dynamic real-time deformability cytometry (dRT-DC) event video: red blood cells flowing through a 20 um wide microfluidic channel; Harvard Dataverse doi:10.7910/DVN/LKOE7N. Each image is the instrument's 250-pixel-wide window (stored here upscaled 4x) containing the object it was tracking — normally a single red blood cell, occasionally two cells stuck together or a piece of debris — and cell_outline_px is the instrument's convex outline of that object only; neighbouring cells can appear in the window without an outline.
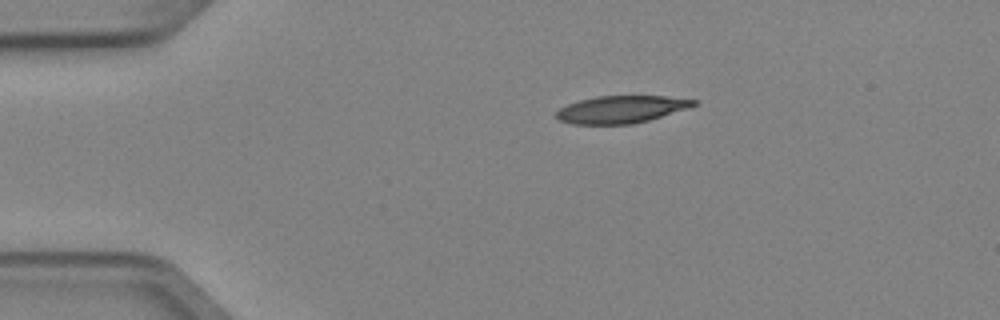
{"species": "Egyptian fruit bat (a non-hibernating species)", "species_latin": "Rousettus aegyptiacus", "temperature_condition": "cold", "stored_images_in_passage": 3, "camera_frame_rate_fps": 3000, "um_per_image_px": 0.085, "animal": {"sex": "female"}, "frame": {"image": 1, "passage_image": 1, "time_ms": 0.0, "image_size_px": [1000, 320], "cell_outline_px": [[696, 104], [688, 108], [648, 120], [632, 124], [572, 124], [560, 120], [556, 116], [556, 112], [560, 108], [568, 104], [580, 100], [596, 96], [664, 96], [696, 100]], "centroid_in_image_um": [52.78, 9.29], "position_along_channel_um": 32.2, "area_um2": 21.62}}
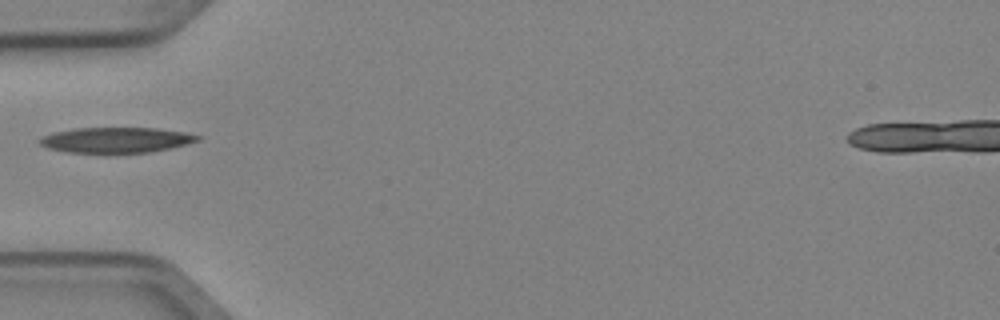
{"frame": {"image": 2, "passage_image": 3, "time_ms": 0.667, "image_size_px": [1000, 320], "cell_outline_px": [[200, 140], [152, 152], [68, 152], [48, 148], [40, 144], [36, 140], [40, 136], [52, 132], [72, 128], [156, 128], [184, 132], [200, 136]], "centroid_in_image_um": [9.79, 11.88], "position_along_channel_um": 75.2, "area_um2": 23.24}}